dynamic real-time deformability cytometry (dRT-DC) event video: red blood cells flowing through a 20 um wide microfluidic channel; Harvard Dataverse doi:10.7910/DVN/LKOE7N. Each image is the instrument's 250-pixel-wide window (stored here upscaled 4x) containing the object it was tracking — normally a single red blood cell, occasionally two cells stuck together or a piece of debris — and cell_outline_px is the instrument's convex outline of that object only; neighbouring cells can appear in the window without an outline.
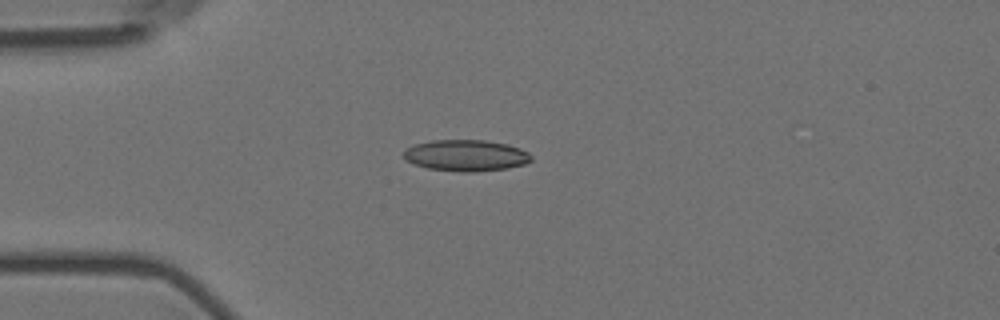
{"species": "Egyptian fruit bat (a non-hibernating species)", "species_latin": "Rousettus aegyptiacus", "temperature_condition": "room temperature", "stored_images_in_passage": 10, "camera_frame_rate_fps": 3000, "um_per_image_px": 0.085, "animal": {"sex": "female"}, "frame": {"image": 1, "passage_image": 5, "time_ms": 1.333, "image_size_px": [1000, 320], "cell_outline_px": [[532, 160], [524, 164], [508, 168], [472, 172], [460, 172], [428, 168], [404, 160], [404, 148], [416, 144], [432, 140], [484, 140], [508, 144], [520, 148], [528, 152], [532, 156]], "centroid_in_image_um": [39.61, 13.21], "position_along_channel_um": 45.4, "area_um2": 23.35}}
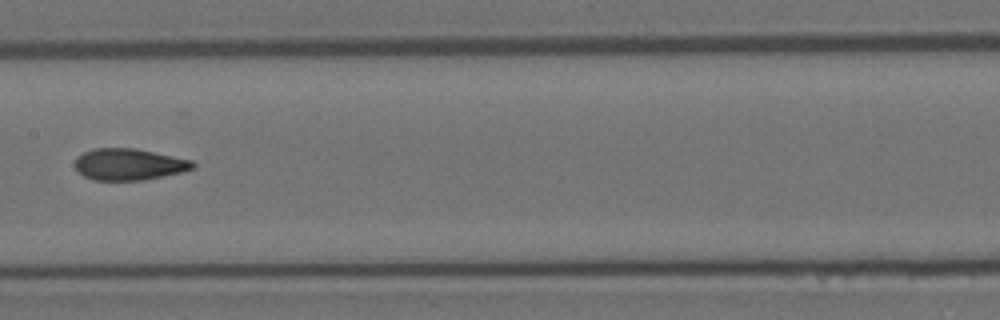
{"frame": {"image": 2, "passage_image": 9, "time_ms": 2.667, "image_size_px": [1000, 320], "cell_outline_px": [[196, 168], [184, 172], [144, 180], [92, 180], [84, 176], [76, 168], [76, 156], [92, 148], [132, 148], [192, 160], [196, 164]], "centroid_in_image_um": [10.98, 13.98], "position_along_channel_um": 196.4, "area_um2": 21.68}}
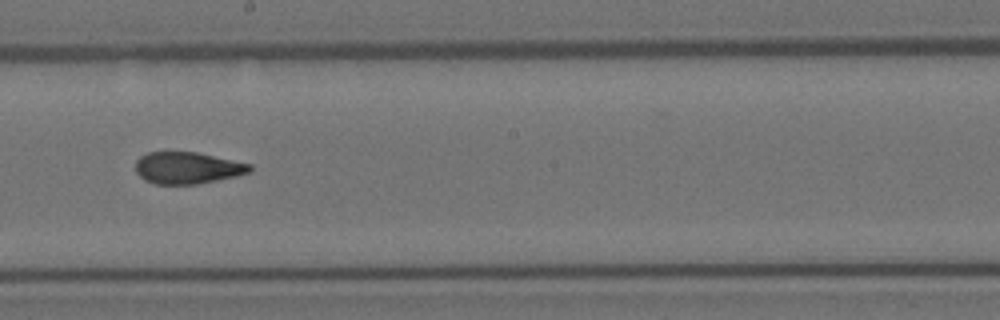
{"frame": {"image": 3, "passage_image": 10, "time_ms": 3.0, "image_size_px": [1000, 320], "cell_outline_px": [[252, 172], [236, 176], [196, 184], [156, 184], [144, 180], [136, 172], [136, 160], [140, 156], [148, 152], [196, 152], [252, 164]], "centroid_in_image_um": [15.94, 14.27], "position_along_channel_um": 232.3, "area_um2": 21.15}}